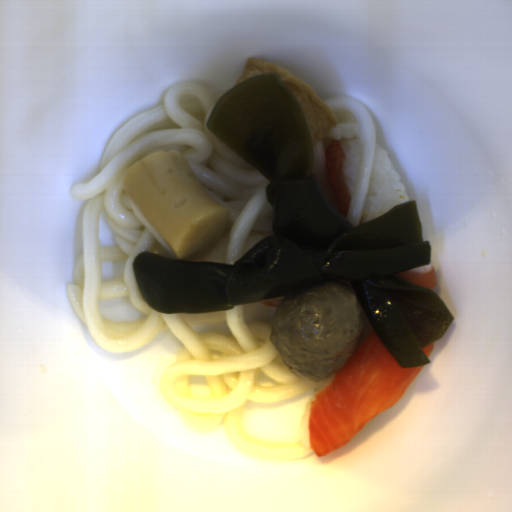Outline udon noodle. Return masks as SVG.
I'll return each mask as SVG.
<instances>
[{"instance_id":"d5520da0","label":"udon noodle","mask_w":512,"mask_h":512,"mask_svg":"<svg viewBox=\"0 0 512 512\" xmlns=\"http://www.w3.org/2000/svg\"><path fill=\"white\" fill-rule=\"evenodd\" d=\"M229 89L210 93L194 81L172 84L160 106L138 114L109 139L97 174L70 193L87 200L81 213L82 253L72 266L66 298L90 337L104 351L128 353L170 331L183 344L163 369L159 389L188 429L207 435L223 427L228 441L256 460L281 463L314 450L299 440L306 402L330 384L304 381L287 366L266 322H245L242 304L230 310L164 314L142 296L133 263L143 252L179 260L124 188L126 171L155 151H179L211 198L227 209L223 240L196 262L233 264L273 234L270 184L256 168L218 139L207 122ZM114 230L116 245L99 246L98 221ZM126 260L122 275L101 282V260ZM129 296L145 316L112 322L99 301Z\"/></svg>"},{"instance_id":"a0691cae","label":"udon noodle","mask_w":512,"mask_h":512,"mask_svg":"<svg viewBox=\"0 0 512 512\" xmlns=\"http://www.w3.org/2000/svg\"><path fill=\"white\" fill-rule=\"evenodd\" d=\"M331 111L348 109L359 123L360 157L354 192L348 206L346 220L354 227L361 225L365 200L368 192L370 178L373 170L375 145L377 143V130L372 115L358 100L343 95H335L322 100Z\"/></svg>"},{"instance_id":"8dc81ce9","label":"udon noodle","mask_w":512,"mask_h":512,"mask_svg":"<svg viewBox=\"0 0 512 512\" xmlns=\"http://www.w3.org/2000/svg\"><path fill=\"white\" fill-rule=\"evenodd\" d=\"M323 141L312 148V173L326 199L331 201V194L326 179V154Z\"/></svg>"}]
</instances>
